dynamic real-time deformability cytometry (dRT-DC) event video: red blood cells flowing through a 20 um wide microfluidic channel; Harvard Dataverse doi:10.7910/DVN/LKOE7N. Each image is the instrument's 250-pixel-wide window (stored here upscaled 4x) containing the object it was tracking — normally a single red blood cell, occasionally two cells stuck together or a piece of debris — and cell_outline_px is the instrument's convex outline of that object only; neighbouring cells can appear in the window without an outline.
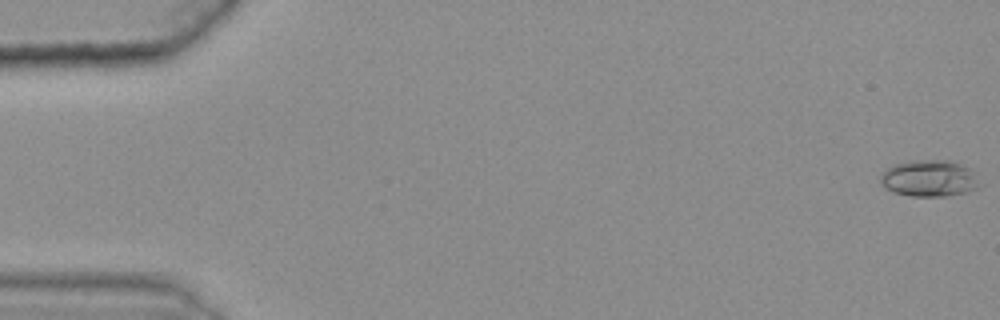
{"species": "common noctule bat (a hibernating species)", "species_latin": "Nyctalus noctula", "temperature_condition": "warm", "stored_images_in_passage": 50, "camera_frame_rate_fps": 3000, "um_per_image_px": 0.085, "animal": {"sex": "female", "body_mass_g": 25.1}, "frame": {"image": 1, "passage_image": 1, "time_ms": 0.0, "image_size_px": [1000, 320], "cell_outline_px": [[984, 184], [976, 188], [964, 192], [944, 196], [912, 196], [896, 192], [884, 188], [880, 180], [880, 176], [888, 168], [896, 164], [912, 160], [948, 160], [960, 164], [968, 168]], "centroid_in_image_um": [79.0, 15.16], "position_along_channel_um": 6.0, "area_um2": 20.92}}
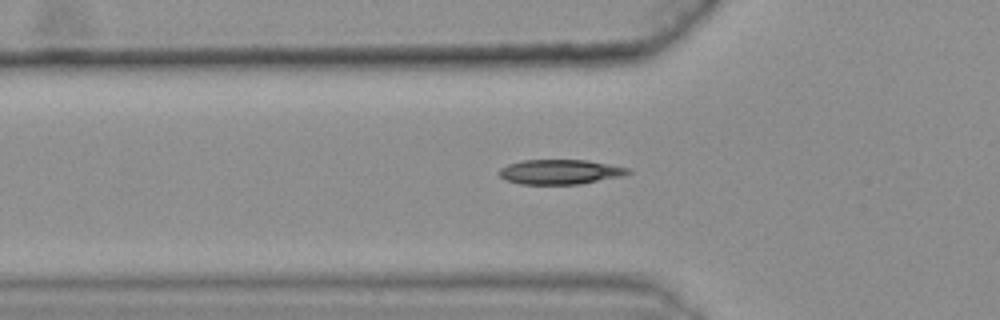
{"frame": {"image": 2, "passage_image": 20, "time_ms": 6.333, "image_size_px": [1000, 320], "cell_outline_px": [[632, 172], [620, 176], [580, 184], [520, 184], [504, 180], [500, 176], [500, 168], [508, 164], [520, 160], [588, 160], [628, 168]], "centroid_in_image_um": [47.56, 14.61], "position_along_channel_um": 78.2, "area_um2": 18.5}}
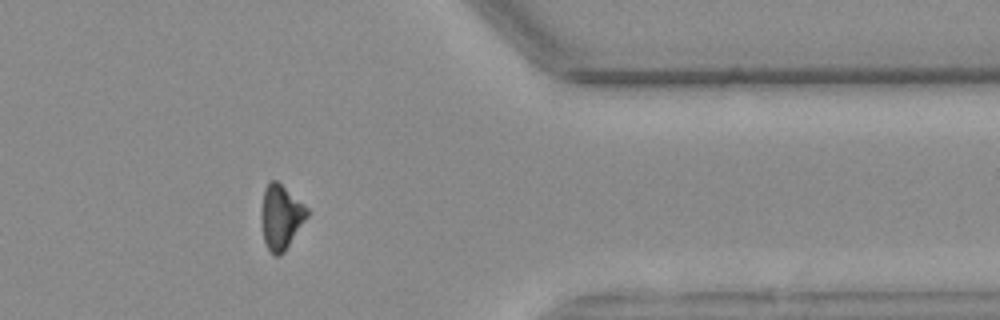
{"frame": {"image": 3, "passage_image": 47, "time_ms": 15.333, "image_size_px": [1000, 320], "cell_outline_px": [[308, 216], [284, 252], [280, 256], [276, 256], [268, 248], [264, 240], [260, 220], [260, 216], [264, 188], [268, 180], [276, 180], [308, 208]], "centroid_in_image_um": [23.85, 18.43], "position_along_channel_um": 387.6, "area_um2": 17.17}, "authors_computed_cell_mechanics": {"area_um2": 18.4382, "velocity_mm_per_s": 3.6189, "shape_relaxation_time_tau1_ms": 6.4804, "shape_relaxation_time_tau2_ms": 3.214, "deformation_change_tau1": 0.1749, "deformation_change_tau2": 0.0851}}